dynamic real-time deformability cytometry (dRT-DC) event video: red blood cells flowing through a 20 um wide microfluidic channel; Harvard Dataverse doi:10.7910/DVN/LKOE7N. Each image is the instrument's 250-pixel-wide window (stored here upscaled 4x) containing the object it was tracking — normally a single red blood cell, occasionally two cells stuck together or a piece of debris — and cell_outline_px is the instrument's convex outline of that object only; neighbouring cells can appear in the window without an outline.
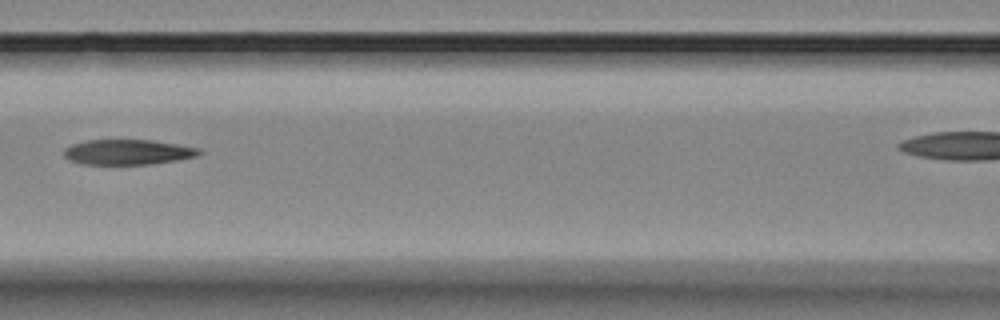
{"species": "Egyptian fruit bat (a non-hibernating species)", "species_latin": "Rousettus aegyptiacus", "temperature_condition": "room temperature", "stored_images_in_passage": 6, "segment_of_instrument_passage": [1, 2], "camera_frame_rate_fps": 3000, "um_per_image_px": 0.085, "animal": {"sex": "female"}, "frame": {"image": 1, "passage_image": 5, "time_ms": 4.667, "image_size_px": [1000, 320], "cell_outline_px": [[204, 152], [196, 156], [176, 160], [148, 164], [80, 164], [68, 160], [64, 156], [64, 148], [72, 144], [88, 140], [152, 140], [200, 148]], "centroid_in_image_um": [10.84, 12.92], "position_along_channel_um": 155.8, "area_um2": 19.83}}